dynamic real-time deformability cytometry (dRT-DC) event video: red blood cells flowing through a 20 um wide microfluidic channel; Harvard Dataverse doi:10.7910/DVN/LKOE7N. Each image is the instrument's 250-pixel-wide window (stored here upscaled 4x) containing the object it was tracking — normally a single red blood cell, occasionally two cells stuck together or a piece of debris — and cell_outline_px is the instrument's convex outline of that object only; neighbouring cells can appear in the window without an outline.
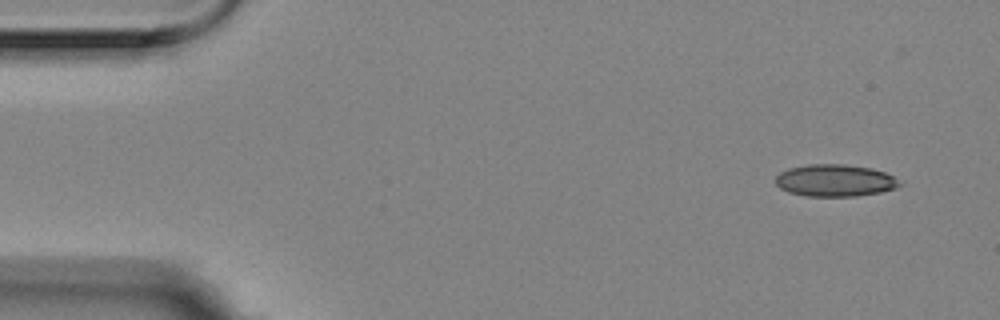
{"species": "Egyptian fruit bat (a non-hibernating species)", "species_latin": "Rousettus aegyptiacus", "temperature_condition": "room temperature", "stored_images_in_passage": 53, "camera_frame_rate_fps": 3000, "um_per_image_px": 0.085, "animal": {"sex": "female"}, "frame": {"image": 1, "passage_image": 1, "time_ms": 0.0, "image_size_px": [1000, 320], "cell_outline_px": [[900, 184], [896, 188], [880, 192], [856, 196], [808, 196], [788, 192], [780, 188], [776, 184], [776, 176], [780, 172], [788, 168], [808, 164], [844, 164], [872, 168], [884, 172], [892, 176]], "centroid_in_image_um": [70.93, 15.33], "position_along_channel_um": 14.1, "area_um2": 23.06}}
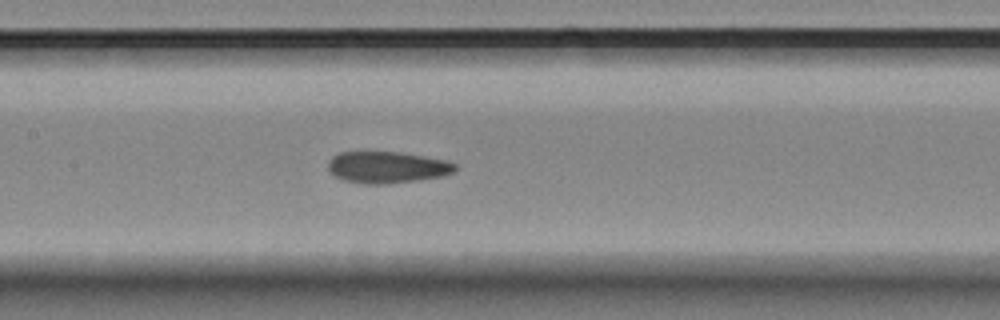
{"frame": {"image": 2, "passage_image": 23, "time_ms": 7.333, "image_size_px": [1000, 320], "cell_outline_px": [[456, 168], [452, 172], [444, 176], [416, 180], [384, 184], [364, 184], [344, 180], [336, 176], [328, 168], [328, 160], [332, 156], [340, 152], [400, 152], [424, 156], [444, 160], [456, 164]], "centroid_in_image_um": [32.89, 14.21], "position_along_channel_um": 174.5, "area_um2": 23.24}}
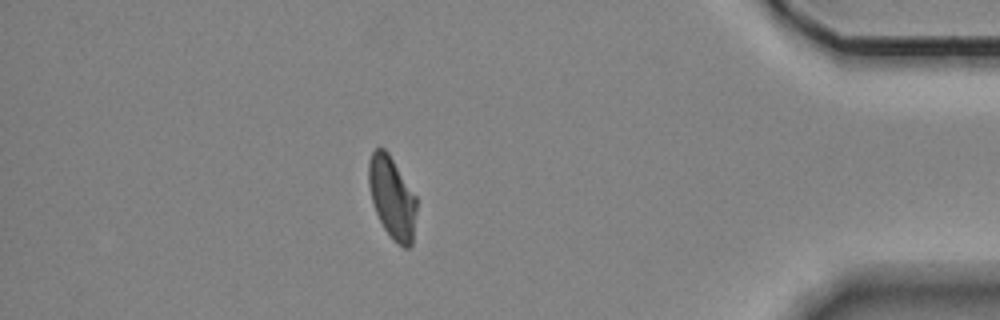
{"frame": {"image": 3, "passage_image": 46, "time_ms": 15.0, "image_size_px": [1000, 320], "cell_outline_px": [[416, 212], [412, 244], [408, 248], [404, 248], [392, 240], [384, 228], [376, 212], [372, 200], [368, 184], [368, 160], [372, 152], [376, 148], [384, 148], [388, 152], [416, 196]], "centroid_in_image_um": [33.32, 16.8], "position_along_channel_um": 401.9, "area_um2": 22.83}, "authors_computed_cell_mechanics": {"area_um2": 23.409, "velocity_mm_per_s": 3.4976, "shape_relaxation_time_tau1_ms": null, "shape_relaxation_time_tau2_ms": 2.8603, "deformation_change_tau1": null, "deformation_change_tau2": 0.074}}